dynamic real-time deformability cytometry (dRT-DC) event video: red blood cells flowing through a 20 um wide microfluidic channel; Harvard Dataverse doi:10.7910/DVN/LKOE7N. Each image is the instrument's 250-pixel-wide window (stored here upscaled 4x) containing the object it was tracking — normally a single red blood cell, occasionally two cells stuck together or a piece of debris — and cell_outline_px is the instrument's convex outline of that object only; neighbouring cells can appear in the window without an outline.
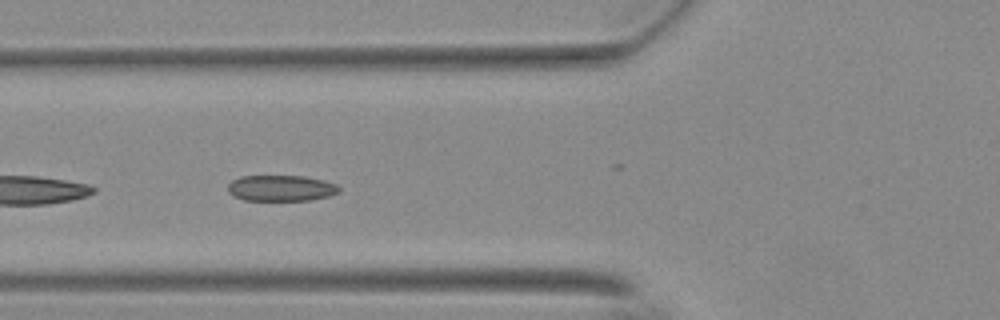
{"species": "Egyptian fruit bat (a non-hibernating species)", "species_latin": "Rousettus aegyptiacus", "temperature_condition": "warm", "stored_images_in_passage": 21, "camera_frame_rate_fps": 3000, "um_per_image_px": 0.085, "animal": {"sex": "female"}, "frame": {"image": 1, "passage_image": 4, "time_ms": 1.0, "image_size_px": [1000, 320], "cell_outline_px": [[340, 192], [328, 196], [308, 200], [244, 200], [228, 192], [228, 184], [232, 180], [240, 176], [304, 176], [324, 180], [336, 184], [340, 188]], "centroid_in_image_um": [23.9, 15.98], "position_along_channel_um": 101.9, "area_um2": 16.76}}
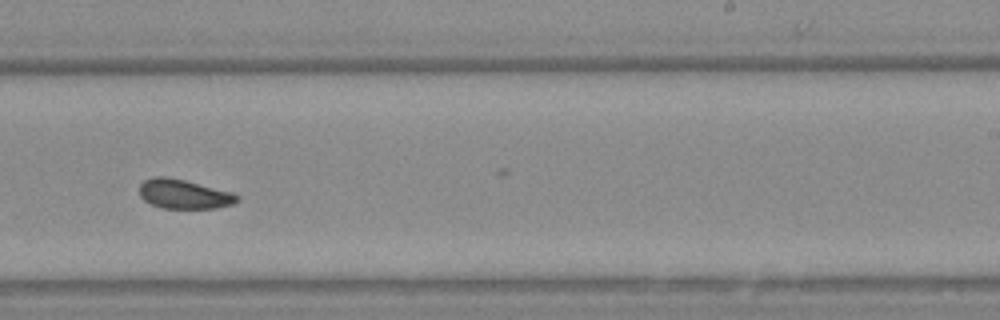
{"frame": {"image": 2, "passage_image": 18, "time_ms": 5.667, "image_size_px": [1000, 320], "cell_outline_px": [[240, 200], [232, 204], [216, 208], [164, 208], [152, 204], [144, 200], [140, 196], [140, 184], [144, 180], [152, 176], [164, 176], [184, 180], [232, 192], [240, 196]], "centroid_in_image_um": [15.64, 16.49], "position_along_channel_um": 273.4, "area_um2": 16.65}}